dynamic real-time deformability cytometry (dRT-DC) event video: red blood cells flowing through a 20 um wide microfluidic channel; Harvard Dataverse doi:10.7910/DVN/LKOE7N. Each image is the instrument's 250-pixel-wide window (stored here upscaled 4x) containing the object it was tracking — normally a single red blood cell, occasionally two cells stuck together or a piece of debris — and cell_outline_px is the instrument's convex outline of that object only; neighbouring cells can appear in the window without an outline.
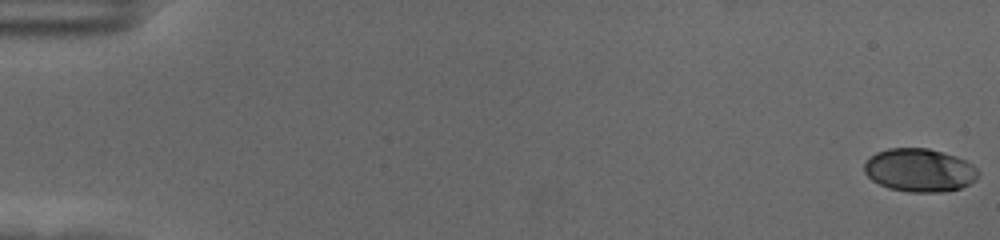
{"species": "human", "species_latin": "Homo sapiens", "temperature_condition": "cold", "stored_images_in_passage": 59, "camera_frame_rate_fps": 3000, "um_per_image_px": 0.085, "donor": {"sex": "female"}, "frame": {"image": 1, "passage_image": 1, "time_ms": 0.0, "image_size_px": [1000, 240], "cell_outline_px": [[980, 172], [976, 180], [960, 188], [940, 192], [908, 192], [888, 188], [872, 180], [864, 172], [864, 164], [868, 156], [876, 152], [888, 148], [928, 148], [956, 156], [972, 164]], "centroid_in_image_um": [78.14, 14.46], "position_along_channel_um": 6.9, "area_um2": 28.84}}
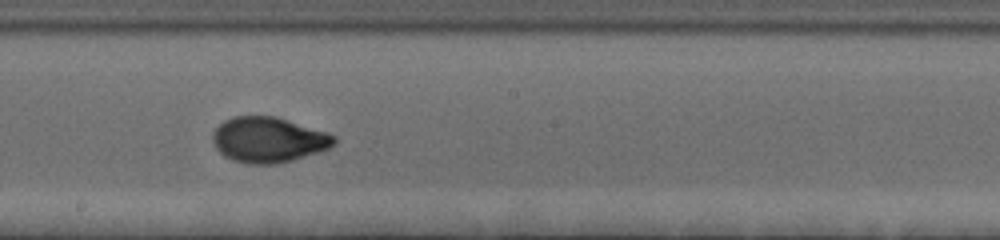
{"frame": {"image": 2, "passage_image": 34, "time_ms": 11.0, "image_size_px": [1000, 240], "cell_outline_px": [[336, 144], [328, 148], [292, 160], [276, 164], [248, 164], [232, 160], [224, 156], [216, 148], [212, 140], [212, 136], [216, 128], [224, 120], [232, 116], [276, 116], [328, 132], [336, 136]], "centroid_in_image_um": [22.81, 11.87], "position_along_channel_um": 225.4, "area_um2": 32.19}}
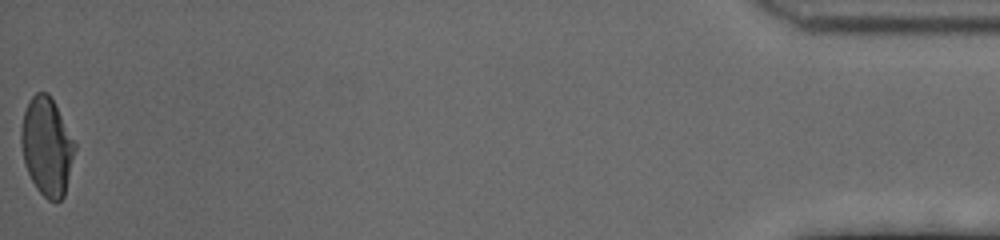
{"frame": {"image": 3, "passage_image": 59, "time_ms": 19.333, "image_size_px": [1000, 240], "cell_outline_px": [[76, 148], [64, 196], [60, 200], [48, 200], [36, 188], [24, 164], [20, 144], [20, 128], [24, 112], [28, 100], [36, 92], [48, 92], [76, 144]], "centroid_in_image_um": [3.96, 12.44], "position_along_channel_um": 431.2, "area_um2": 30.58}, "authors_computed_cell_mechanics": {"area_um2": 30.5184, "velocity_mm_per_s": 3.539, "shape_relaxation_time_tau1_ms": 5.2712, "shape_relaxation_time_tau2_ms": 0.9719, "deformation_change_tau1": 0.1945, "deformation_change_tau2": 0.0453}}